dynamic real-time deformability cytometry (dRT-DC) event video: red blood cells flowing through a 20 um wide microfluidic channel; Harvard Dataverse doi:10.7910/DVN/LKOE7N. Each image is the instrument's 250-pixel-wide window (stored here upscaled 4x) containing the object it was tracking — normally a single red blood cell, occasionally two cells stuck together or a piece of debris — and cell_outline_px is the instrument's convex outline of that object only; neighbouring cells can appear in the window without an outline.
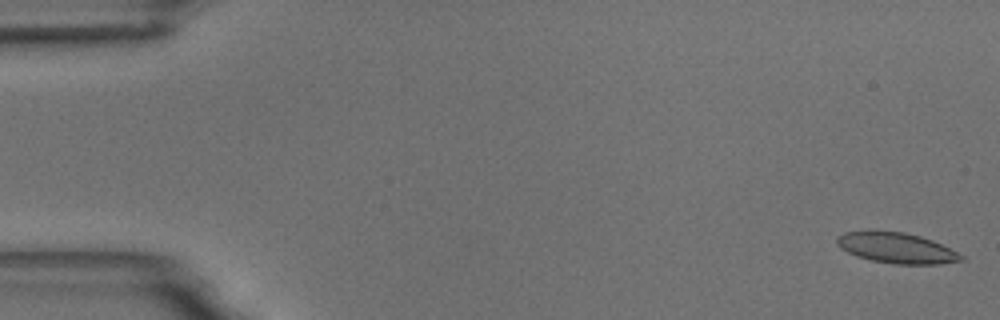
{"species": "common noctule bat (a hibernating species)", "species_latin": "Nyctalus noctula", "temperature_condition": "room temperature", "stored_images_in_passage": 2, "camera_frame_rate_fps": 3000, "um_per_image_px": 0.085, "animal": {"sex": "male", "body_mass_g": 18.8}, "frame": {"image": 1, "passage_image": 2, "time_ms": 1.333, "image_size_px": [1000, 320], "cell_outline_px": [[964, 260], [940, 264], [896, 264], [872, 260], [856, 256], [840, 248], [836, 244], [836, 236], [844, 232], [868, 228], [876, 228], [904, 232], [920, 236], [932, 240], [964, 256]], "centroid_in_image_um": [76.11, 21.03], "position_along_channel_um": 8.9, "area_um2": 22.72}}